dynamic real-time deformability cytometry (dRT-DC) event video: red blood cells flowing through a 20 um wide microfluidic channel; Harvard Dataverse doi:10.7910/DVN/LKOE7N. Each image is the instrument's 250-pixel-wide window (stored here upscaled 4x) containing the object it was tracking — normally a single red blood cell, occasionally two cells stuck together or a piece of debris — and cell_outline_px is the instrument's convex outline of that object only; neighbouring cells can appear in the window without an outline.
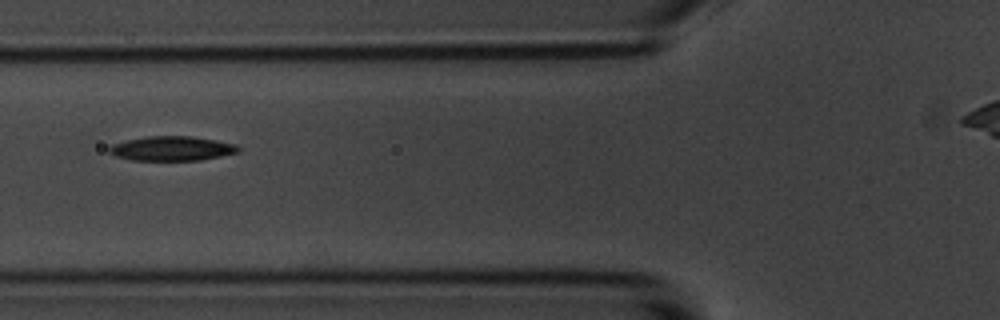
{"species": "common noctule bat (a hibernating species)", "species_latin": "Nyctalus noctula", "temperature_condition": "room temperature", "stored_images_in_passage": 3, "camera_frame_rate_fps": 3000, "um_per_image_px": 0.085, "animal": {"sex": "male", "body_mass_g": 20.1, "forearm_length_mm": 53.5}, "frame": {"image": 1, "passage_image": 3, "time_ms": 2.333, "image_size_px": [1000, 320], "cell_outline_px": [[240, 152], [200, 160], [132, 160], [116, 156], [108, 152], [108, 148], [112, 144], [144, 136], [192, 136], [216, 140], [236, 144], [240, 148]], "centroid_in_image_um": [14.62, 12.62], "position_along_channel_um": 111.2, "area_um2": 18.44}}